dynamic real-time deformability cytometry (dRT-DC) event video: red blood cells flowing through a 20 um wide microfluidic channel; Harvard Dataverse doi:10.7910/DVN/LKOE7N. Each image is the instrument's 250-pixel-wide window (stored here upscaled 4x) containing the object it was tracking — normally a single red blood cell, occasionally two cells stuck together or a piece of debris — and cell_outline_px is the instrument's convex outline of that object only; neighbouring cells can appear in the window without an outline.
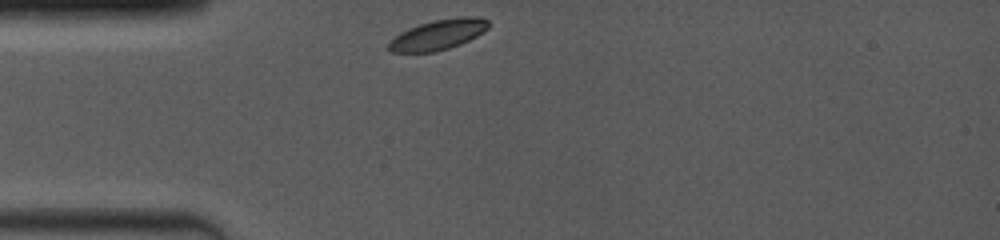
{"species": "common noctule bat (a hibernating species)", "species_latin": "Nyctalus noctula", "temperature_condition": "room temperature", "stored_images_in_passage": 55, "camera_frame_rate_fps": 4000, "um_per_image_px": 0.085, "animal": {"sex": "female", "body_mass_g": 19.0, "forearm_length_mm": 53.3}, "frame": {"image": 1, "passage_image": 1, "time_ms": 0.0, "image_size_px": [1000, 240], "cell_outline_px": [[488, 28], [484, 32], [460, 44], [448, 48], [432, 52], [392, 52], [388, 48], [388, 44], [400, 32], [408, 28], [432, 20], [460, 16], [480, 16], [488, 20]], "centroid_in_image_um": [37.28, 2.92], "position_along_channel_um": 47.7, "area_um2": 17.51}}
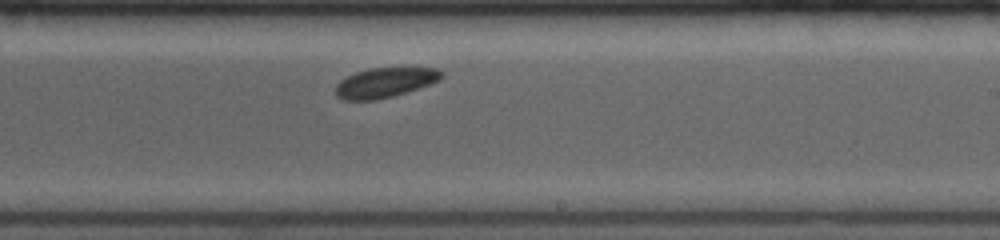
{"frame": {"image": 2, "passage_image": 31, "time_ms": 5.75, "image_size_px": [1000, 240], "cell_outline_px": [[444, 76], [440, 80], [392, 96], [376, 100], [344, 100], [336, 96], [336, 84], [340, 80], [356, 72], [368, 68], [436, 68], [444, 72]], "centroid_in_image_um": [32.7, 7.01], "position_along_channel_um": 256.3, "area_um2": 18.21}}
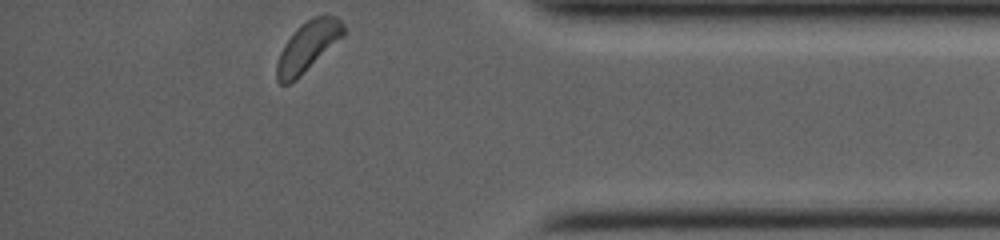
{"frame": {"image": 3, "passage_image": 55, "time_ms": 10.0, "image_size_px": [1000, 240], "cell_outline_px": [[344, 36], [296, 80], [288, 84], [280, 84], [276, 80], [276, 64], [280, 52], [284, 44], [296, 28], [300, 24], [316, 16], [336, 16], [344, 24]], "centroid_in_image_um": [26.14, 3.97], "position_along_channel_um": 409.1, "area_um2": 19.36}, "authors_computed_cell_mechanics": {"area_um2": 18.8428, "velocity_mm_per_s": 3.8984, "shape_relaxation_time_tau1_ms": 1.3319, "shape_relaxation_time_tau2_ms": null, "deformation_change_tau1": 0.0782, "deformation_change_tau2": null}}